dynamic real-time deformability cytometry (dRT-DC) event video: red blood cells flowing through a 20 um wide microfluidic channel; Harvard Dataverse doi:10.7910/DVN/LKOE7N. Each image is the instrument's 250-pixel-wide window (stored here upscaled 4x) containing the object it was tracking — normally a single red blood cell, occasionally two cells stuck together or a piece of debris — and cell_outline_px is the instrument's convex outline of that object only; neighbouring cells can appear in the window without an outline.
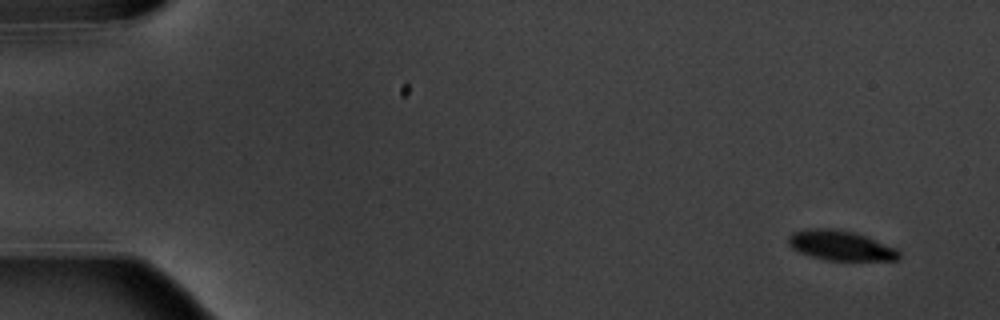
{"species": "common noctule bat (a hibernating species)", "species_latin": "Nyctalus noctula", "temperature_condition": "warm", "stored_images_in_passage": 4, "camera_frame_rate_fps": 3000, "um_per_image_px": 0.085, "animal": {"sex": "male", "body_mass_g": 20.1, "forearm_length_mm": 53.5}, "frame": {"image": 1, "passage_image": 1, "time_ms": 0.0, "image_size_px": [1000, 320], "cell_outline_px": [[900, 256], [896, 260], [824, 260], [800, 252], [792, 248], [788, 244], [788, 236], [792, 232], [816, 228], [820, 228], [856, 232], [896, 248], [900, 252]], "centroid_in_image_um": [71.45, 20.87], "position_along_channel_um": 13.5, "area_um2": 19.02}}
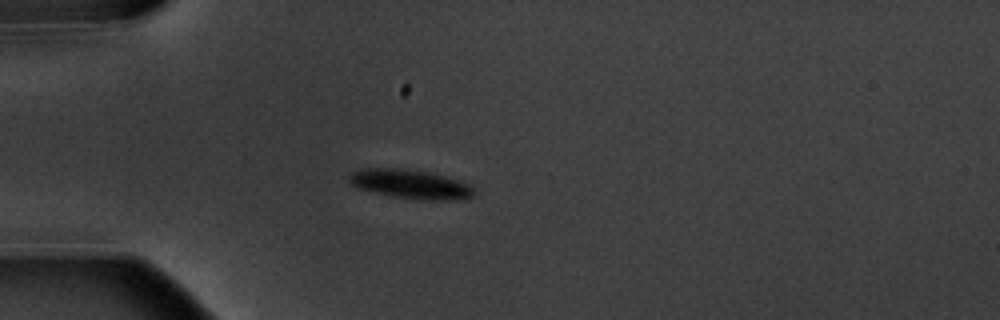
{"frame": {"image": 2, "passage_image": 4, "time_ms": 4.333, "image_size_px": [1000, 320], "cell_outline_px": [[476, 192], [472, 196], [464, 200], [432, 200], [392, 196], [356, 188], [348, 180], [348, 176], [352, 172], [360, 168], [400, 168], [424, 172], [444, 176], [456, 180], [472, 188]], "centroid_in_image_um": [34.83, 15.65], "position_along_channel_um": 50.2, "area_um2": 20.87}}